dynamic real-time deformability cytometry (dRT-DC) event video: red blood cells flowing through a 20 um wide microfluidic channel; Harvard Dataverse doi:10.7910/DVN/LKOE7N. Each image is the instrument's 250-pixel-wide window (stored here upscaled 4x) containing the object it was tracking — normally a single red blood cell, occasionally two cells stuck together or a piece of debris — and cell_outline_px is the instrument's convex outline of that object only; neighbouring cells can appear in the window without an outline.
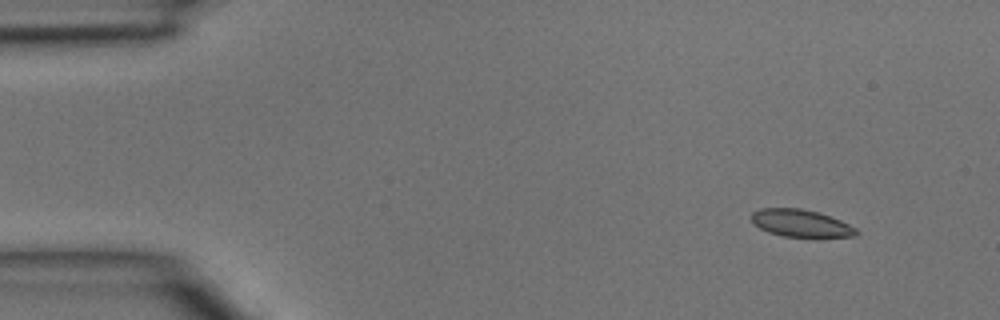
{"species": "common noctule bat (a hibernating species)", "species_latin": "Nyctalus noctula", "temperature_condition": "room temperature", "stored_images_in_passage": 4, "camera_frame_rate_fps": 3000, "um_per_image_px": 0.085, "animal": {"sex": "male", "body_mass_g": 15.6}, "frame": {"image": 1, "passage_image": 1, "time_ms": 0.0, "image_size_px": [1000, 320], "cell_outline_px": [[860, 232], [856, 236], [784, 236], [768, 232], [752, 224], [752, 212], [760, 208], [800, 208], [820, 212], [840, 220], [856, 228]], "centroid_in_image_um": [68.05, 18.95], "position_along_channel_um": 16.9, "area_um2": 16.59}}